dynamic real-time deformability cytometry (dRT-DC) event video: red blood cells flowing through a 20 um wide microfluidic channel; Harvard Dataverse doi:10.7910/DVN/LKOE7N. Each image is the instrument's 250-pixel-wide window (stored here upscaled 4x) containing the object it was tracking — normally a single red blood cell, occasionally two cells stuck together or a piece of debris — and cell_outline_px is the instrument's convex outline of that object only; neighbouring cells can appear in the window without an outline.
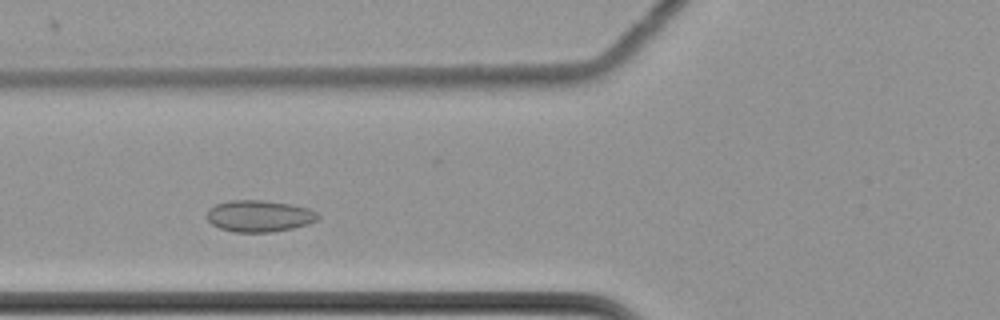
{"species": "common noctule bat (a hibernating species)", "species_latin": "Nyctalus noctula", "temperature_condition": "cold", "stored_images_in_passage": 43, "camera_frame_rate_fps": 3000, "um_per_image_px": 0.085, "animal": {"sex": "female", "body_mass_g": 22.7, "forearm_length_mm": 54.2}, "frame": {"image": 1, "passage_image": 12, "time_ms": 3.667, "image_size_px": [1000, 320], "cell_outline_px": [[320, 216], [316, 220], [308, 224], [292, 228], [272, 232], [232, 232], [220, 228], [212, 224], [208, 220], [208, 208], [216, 204], [228, 200], [264, 200], [292, 204], [308, 208], [316, 212]], "centroid_in_image_um": [22.03, 18.35], "position_along_channel_um": 103.8, "area_um2": 20.52}}
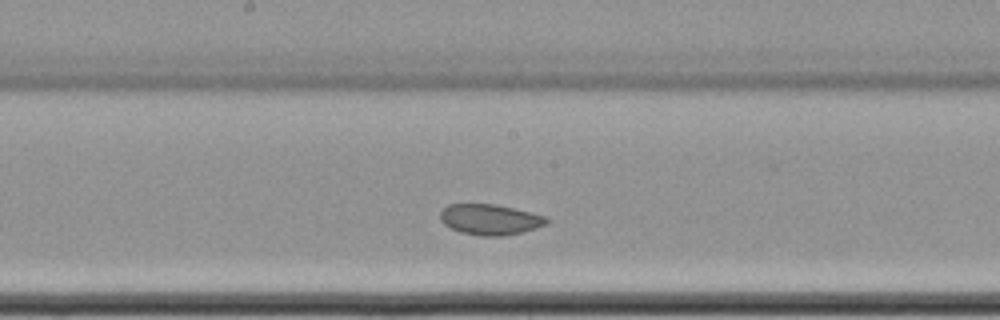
{"frame": {"image": 2, "passage_image": 21, "time_ms": 6.667, "image_size_px": [1000, 320], "cell_outline_px": [[548, 224], [524, 232], [500, 236], [480, 236], [460, 232], [444, 224], [440, 220], [440, 212], [448, 204], [496, 204], [548, 216]], "centroid_in_image_um": [41.68, 18.66], "position_along_channel_um": 206.5, "area_um2": 19.13}}
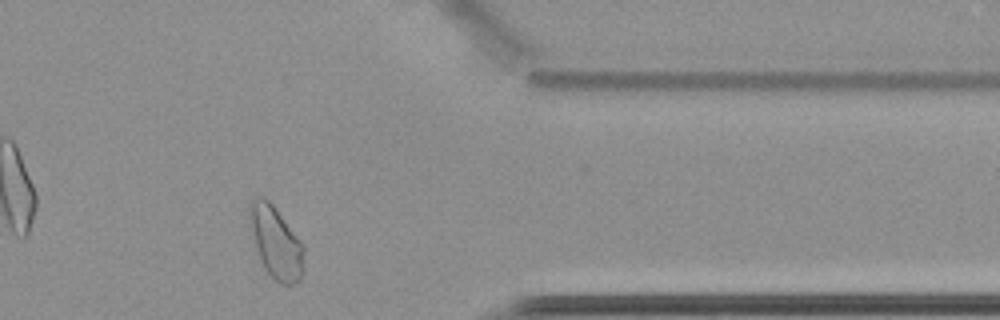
{"frame": {"image": 3, "passage_image": 38, "time_ms": 12.333, "image_size_px": [1000, 320], "cell_outline_px": [[304, 268], [300, 280], [292, 284], [280, 284], [264, 268], [248, 224], [248, 204], [256, 196], [264, 196], [272, 204], [304, 244]], "centroid_in_image_um": [23.44, 20.57], "position_along_channel_um": 388.0, "area_um2": 22.95}, "authors_computed_cell_mechanics": {"area_um2": 20.23, "velocity_mm_per_s": 3.4264, "shape_relaxation_time_tau1_ms": null, "shape_relaxation_time_tau2_ms": 1.4987, "deformation_change_tau1": null, "deformation_change_tau2": 0.0293}}